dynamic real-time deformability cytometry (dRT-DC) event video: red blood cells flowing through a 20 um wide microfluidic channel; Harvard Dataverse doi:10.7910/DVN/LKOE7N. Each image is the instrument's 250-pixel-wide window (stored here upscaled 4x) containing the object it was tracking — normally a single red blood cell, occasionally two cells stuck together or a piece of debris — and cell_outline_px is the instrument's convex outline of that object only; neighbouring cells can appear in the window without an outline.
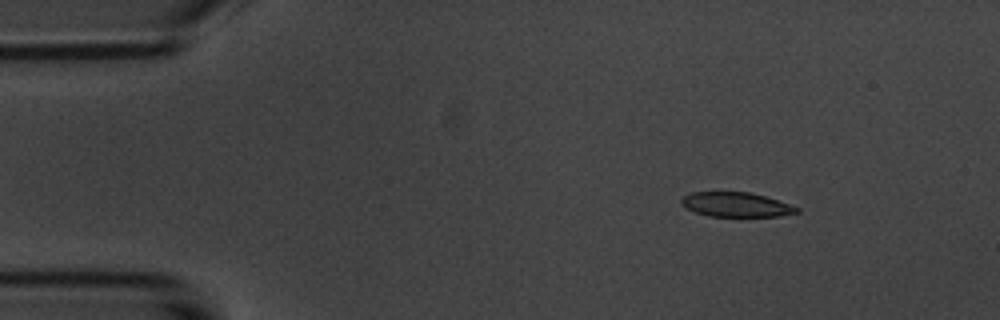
{"species": "common noctule bat (a hibernating species)", "species_latin": "Nyctalus noctula", "temperature_condition": "room temperature", "stored_images_in_passage": 4, "camera_frame_rate_fps": 3000, "um_per_image_px": 0.085, "animal": {"sex": "male", "body_mass_g": 20.1, "forearm_length_mm": 53.5}, "frame": {"image": 1, "passage_image": 2, "time_ms": 1.333, "image_size_px": [1000, 320], "cell_outline_px": [[800, 212], [780, 216], [708, 216], [696, 212], [680, 204], [680, 200], [684, 196], [692, 192], [752, 192], [800, 208]], "centroid_in_image_um": [62.56, 17.39], "position_along_channel_um": 22.4, "area_um2": 16.36}}